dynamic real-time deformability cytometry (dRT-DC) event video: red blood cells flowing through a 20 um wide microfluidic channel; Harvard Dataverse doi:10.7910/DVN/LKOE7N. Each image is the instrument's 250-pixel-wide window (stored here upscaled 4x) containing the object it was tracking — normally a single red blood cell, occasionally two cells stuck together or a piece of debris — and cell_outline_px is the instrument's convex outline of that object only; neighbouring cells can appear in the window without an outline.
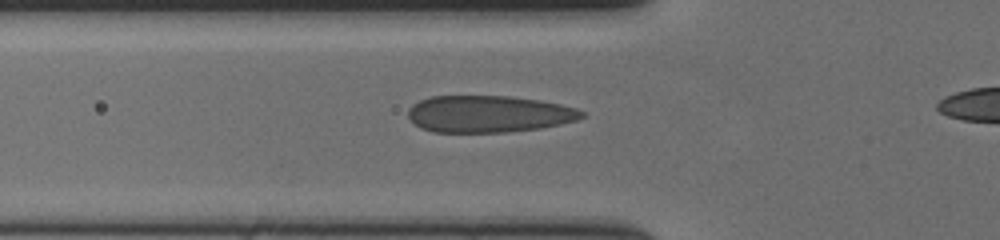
{"species": "human", "species_latin": "Homo sapiens", "temperature_condition": "cold", "stored_images_in_passage": 45, "camera_frame_rate_fps": 3000, "um_per_image_px": 0.085, "donor": {"sex": "female"}, "frame": {"image": 1, "passage_image": 15, "time_ms": 4.667, "image_size_px": [1000, 240], "cell_outline_px": [[584, 116], [576, 120], [560, 124], [540, 128], [508, 132], [432, 132], [420, 128], [408, 116], [408, 108], [412, 104], [420, 100], [432, 96], [508, 96], [540, 100], [560, 104], [576, 108], [584, 112]], "centroid_in_image_um": [41.52, 9.69], "position_along_channel_um": 84.3, "area_um2": 37.34}}
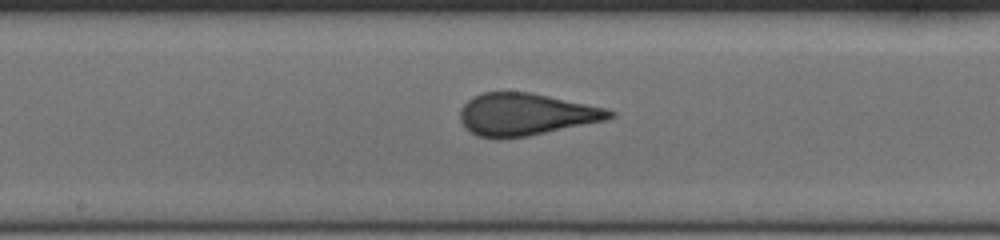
{"frame": {"image": 2, "passage_image": 25, "time_ms": 8.0, "image_size_px": [1000, 240], "cell_outline_px": [[616, 116], [604, 120], [528, 136], [500, 140], [496, 140], [476, 136], [464, 128], [460, 120], [460, 108], [472, 96], [484, 92], [532, 92], [604, 108], [616, 112]], "centroid_in_image_um": [44.62, 9.74], "position_along_channel_um": 203.6, "area_um2": 36.99}}
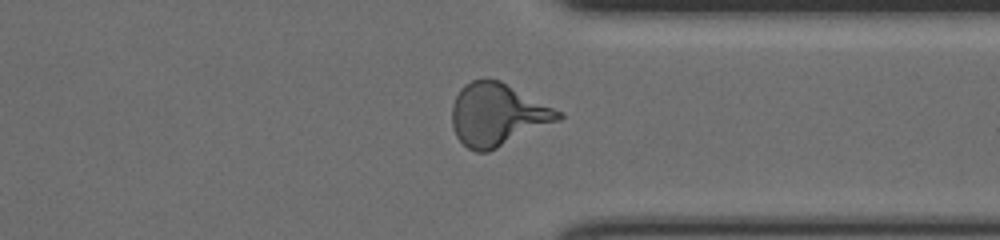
{"frame": {"image": 3, "passage_image": 39, "time_ms": 12.667, "image_size_px": [1000, 240], "cell_outline_px": [[564, 116], [560, 120], [488, 152], [476, 152], [468, 148], [456, 136], [452, 128], [452, 104], [460, 88], [464, 84], [472, 80], [484, 76], [488, 76], [500, 80], [564, 112]], "centroid_in_image_um": [42.28, 9.71], "position_along_channel_um": 369.1, "area_um2": 39.25}, "authors_computed_cell_mechanics": {"area_um2": 37.281, "velocity_mm_per_s": 3.5643, "shape_relaxation_time_tau1_ms": 6.5646, "shape_relaxation_time_tau2_ms": null, "deformation_change_tau1": 0.2092, "deformation_change_tau2": null}}